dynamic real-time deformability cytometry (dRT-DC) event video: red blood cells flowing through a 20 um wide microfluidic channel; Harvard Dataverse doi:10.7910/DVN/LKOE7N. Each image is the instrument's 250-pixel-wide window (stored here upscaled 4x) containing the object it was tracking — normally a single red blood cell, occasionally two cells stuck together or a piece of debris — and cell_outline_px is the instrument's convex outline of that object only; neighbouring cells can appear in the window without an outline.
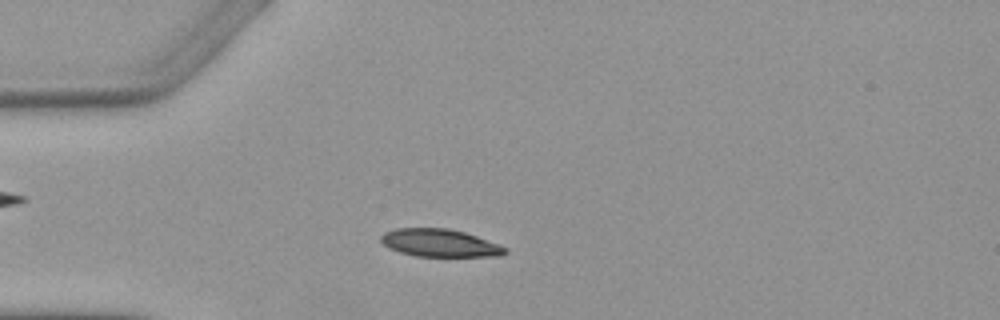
{"species": "Egyptian fruit bat (a non-hibernating species)", "species_latin": "Rousettus aegyptiacus", "temperature_condition": "warm", "stored_images_in_passage": 4, "camera_frame_rate_fps": 3000, "um_per_image_px": 0.085, "animal": {"sex": "female"}, "frame": {"image": 1, "passage_image": 4, "time_ms": 3.667, "image_size_px": [1000, 320], "cell_outline_px": [[508, 252], [500, 256], [416, 256], [400, 252], [388, 248], [380, 240], [380, 236], [384, 232], [396, 228], [448, 228], [464, 232], [500, 244], [508, 248]], "centroid_in_image_um": [37.39, 20.65], "position_along_channel_um": 47.6, "area_um2": 20.11}}